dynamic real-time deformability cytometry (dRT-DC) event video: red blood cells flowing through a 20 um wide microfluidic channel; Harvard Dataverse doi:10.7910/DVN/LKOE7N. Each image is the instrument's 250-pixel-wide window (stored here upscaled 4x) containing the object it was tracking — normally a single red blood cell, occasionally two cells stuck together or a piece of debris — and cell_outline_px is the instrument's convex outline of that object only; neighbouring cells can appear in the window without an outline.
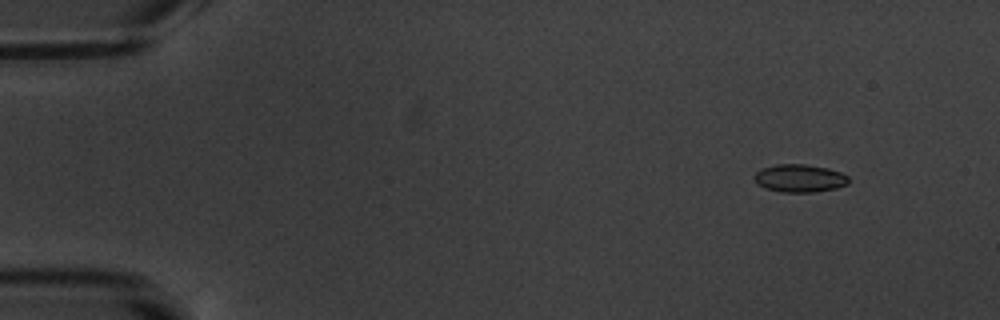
{"species": "common noctule bat (a hibernating species)", "species_latin": "Nyctalus noctula", "temperature_condition": "warm", "stored_images_in_passage": 6, "camera_frame_rate_fps": 3000, "um_per_image_px": 0.085, "animal": {"sex": "male", "body_mass_g": 20.1, "forearm_length_mm": 53.5}, "frame": {"image": 1, "passage_image": 2, "time_ms": 2.0, "image_size_px": [1000, 320], "cell_outline_px": [[848, 184], [836, 188], [816, 192], [784, 192], [764, 188], [756, 184], [752, 176], [760, 168], [776, 164], [804, 164], [828, 168], [840, 172], [848, 176]], "centroid_in_image_um": [67.92, 15.15], "position_along_channel_um": 17.1, "area_um2": 15.49}}
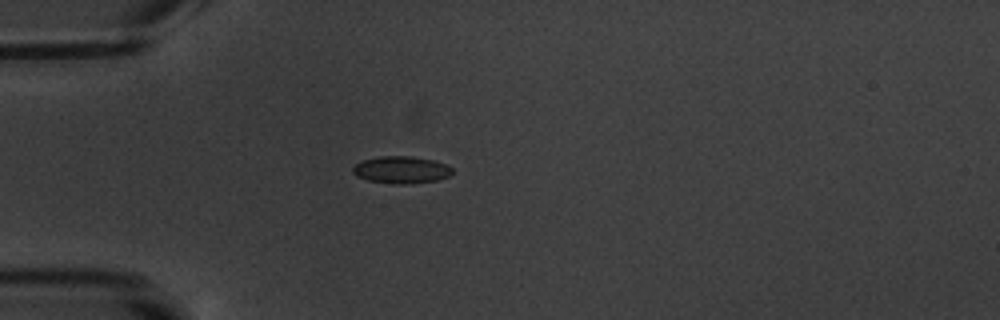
{"frame": {"image": 2, "passage_image": 5, "time_ms": 5.667, "image_size_px": [1000, 320], "cell_outline_px": [[452, 172], [448, 176], [436, 180], [408, 184], [392, 184], [368, 180], [356, 176], [352, 172], [352, 168], [356, 164], [364, 160], [380, 156], [412, 156], [432, 160], [444, 164], [452, 168]], "centroid_in_image_um": [34.08, 14.44], "position_along_channel_um": 50.9, "area_um2": 15.61}}